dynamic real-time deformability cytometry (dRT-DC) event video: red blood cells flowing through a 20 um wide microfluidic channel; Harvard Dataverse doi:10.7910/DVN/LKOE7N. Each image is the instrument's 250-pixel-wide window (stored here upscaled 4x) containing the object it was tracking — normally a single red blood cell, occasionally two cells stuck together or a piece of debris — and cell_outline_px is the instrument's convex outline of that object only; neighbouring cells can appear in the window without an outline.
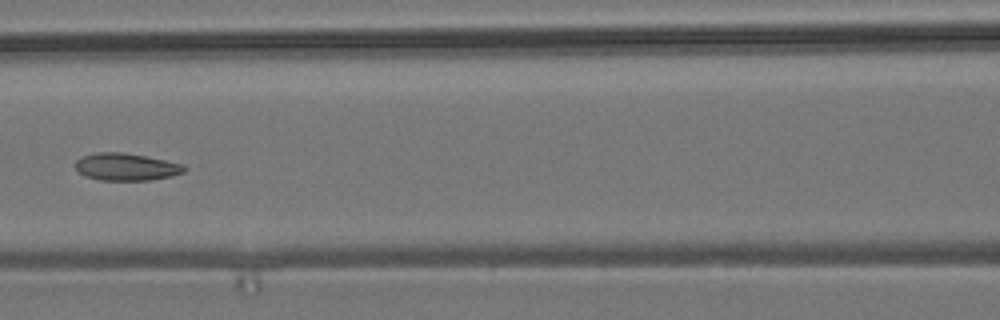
{"species": "common noctule bat (a hibernating species)", "species_latin": "Nyctalus noctula", "temperature_condition": "room temperature", "stored_images_in_passage": 7, "camera_frame_rate_fps": 3000, "um_per_image_px": 0.085, "animal": {"sex": "male", "body_mass_g": 19.2, "forearm_length_mm": 51.8}, "frame": {"image": 1, "passage_image": 5, "time_ms": 5.667, "image_size_px": [1000, 320], "cell_outline_px": [[188, 168], [184, 172], [172, 176], [152, 180], [100, 180], [84, 176], [76, 168], [76, 160], [80, 156], [96, 152], [124, 152], [184, 164]], "centroid_in_image_um": [10.73, 14.18], "position_along_channel_um": 155.9, "area_um2": 17.46}}
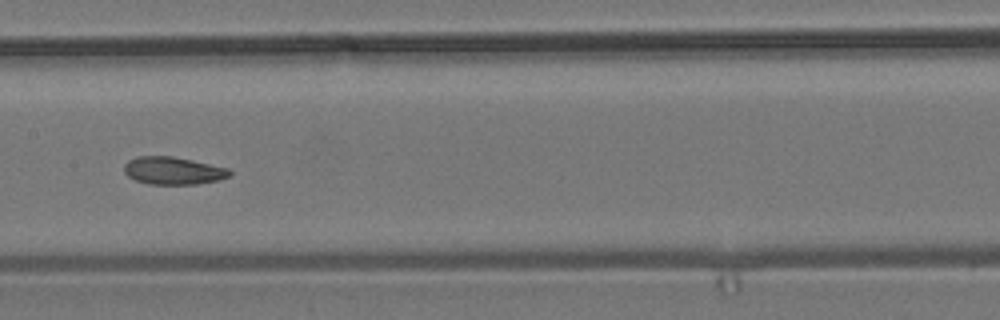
{"frame": {"image": 2, "passage_image": 6, "time_ms": 6.667, "image_size_px": [1000, 320], "cell_outline_px": [[232, 176], [220, 180], [196, 184], [148, 184], [136, 180], [128, 176], [124, 172], [124, 164], [128, 160], [136, 156], [172, 156], [192, 160], [228, 168], [232, 172]], "centroid_in_image_um": [14.73, 14.51], "position_along_channel_um": 192.7, "area_um2": 17.11}}
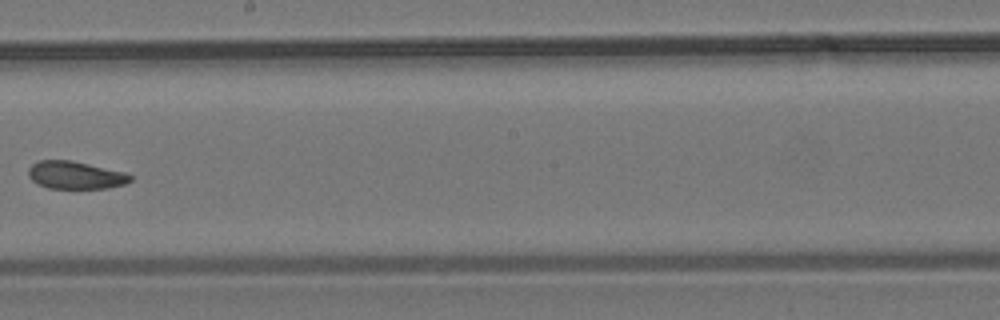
{"frame": {"image": 3, "passage_image": 7, "time_ms": 8.0, "image_size_px": [1000, 320], "cell_outline_px": [[132, 180], [124, 184], [108, 188], [48, 188], [36, 184], [28, 176], [28, 168], [32, 164], [40, 160], [72, 160], [124, 172], [132, 176]], "centroid_in_image_um": [6.38, 14.88], "position_along_channel_um": 241.8, "area_um2": 16.47}}